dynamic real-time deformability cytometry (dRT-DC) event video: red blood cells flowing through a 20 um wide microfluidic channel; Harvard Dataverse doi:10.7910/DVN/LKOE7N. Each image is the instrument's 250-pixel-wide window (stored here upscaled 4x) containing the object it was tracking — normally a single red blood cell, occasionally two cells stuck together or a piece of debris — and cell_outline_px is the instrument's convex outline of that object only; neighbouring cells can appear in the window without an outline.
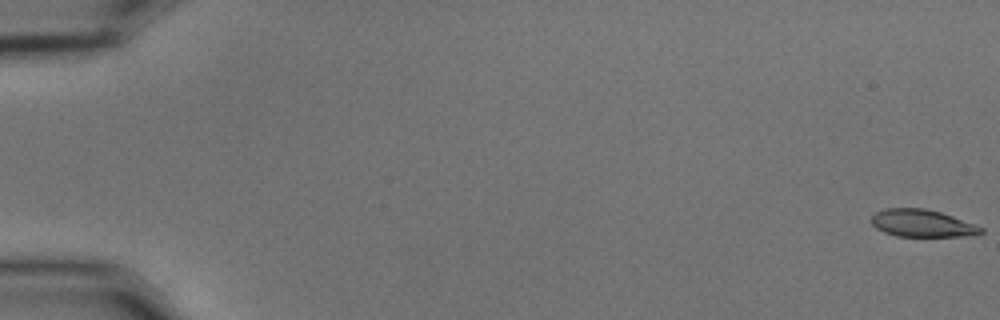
{"species": "common noctule bat (a hibernating species)", "species_latin": "Nyctalus noctula", "temperature_condition": "cold", "stored_images_in_passage": 56, "camera_frame_rate_fps": 3000, "um_per_image_px": 0.085, "animal": {"sex": "male", "body_mass_g": 15.6}, "frame": {"image": 1, "passage_image": 1, "time_ms": 0.0, "image_size_px": [1000, 320], "cell_outline_px": [[984, 232], [960, 236], [896, 236], [884, 232], [876, 228], [872, 224], [872, 216], [876, 212], [884, 208], [924, 208], [940, 212], [976, 224], [984, 228]], "centroid_in_image_um": [78.36, 18.97], "position_along_channel_um": 6.6, "area_um2": 17.34}}
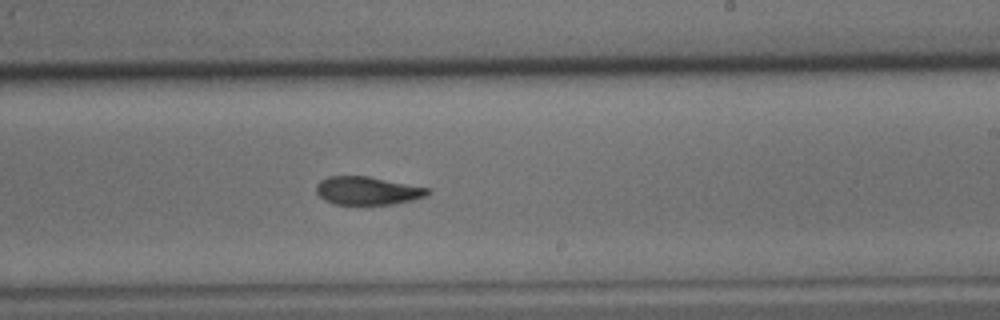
{"frame": {"image": 2, "passage_image": 35, "time_ms": 11.333, "image_size_px": [1000, 320], "cell_outline_px": [[432, 192], [428, 196], [412, 200], [392, 204], [336, 204], [324, 200], [316, 192], [316, 184], [320, 180], [328, 176], [368, 176], [432, 188]], "centroid_in_image_um": [31.28, 16.2], "position_along_channel_um": 257.7, "area_um2": 18.5}}
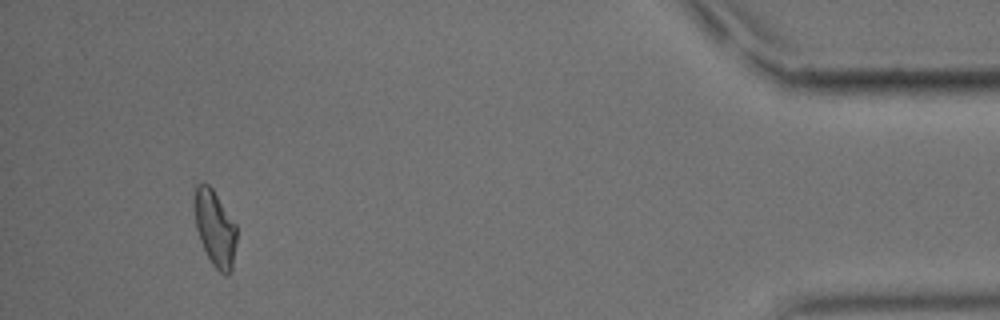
{"frame": {"image": 3, "passage_image": 53, "time_ms": 17.333, "image_size_px": [1000, 320], "cell_outline_px": [[236, 244], [232, 272], [228, 276], [224, 276], [212, 264], [200, 240], [196, 228], [192, 196], [196, 184], [208, 184], [212, 188], [236, 224]], "centroid_in_image_um": [18.26, 19.41], "position_along_channel_um": 416.9, "area_um2": 18.96}, "authors_computed_cell_mechanics": {"area_um2": 19.0162, "velocity_mm_per_s": 3.6657, "shape_relaxation_time_tau1_ms": 4.8668, "shape_relaxation_time_tau2_ms": 4.3568, "deformation_change_tau1": 0.1574, "deformation_change_tau2": 0.1133}}